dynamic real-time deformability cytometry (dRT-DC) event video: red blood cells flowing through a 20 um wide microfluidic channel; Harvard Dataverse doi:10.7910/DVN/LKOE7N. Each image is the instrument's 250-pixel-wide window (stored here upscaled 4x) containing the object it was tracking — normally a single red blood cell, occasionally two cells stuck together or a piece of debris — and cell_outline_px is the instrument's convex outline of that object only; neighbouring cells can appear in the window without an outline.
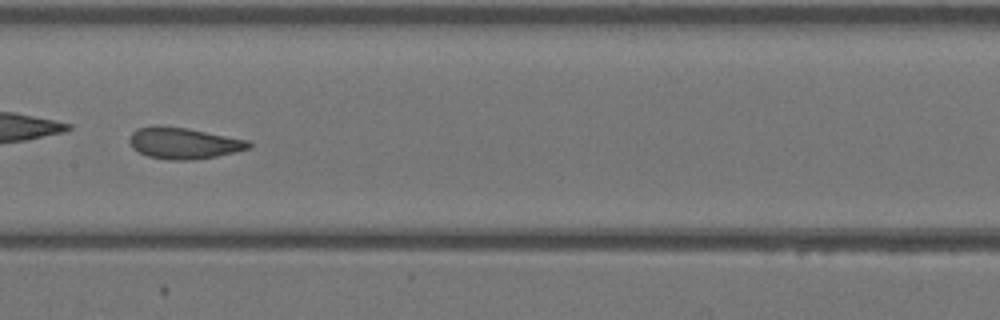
{"species": "Egyptian fruit bat (a non-hibernating species)", "species_latin": "Rousettus aegyptiacus", "temperature_condition": "warm", "stored_images_in_passage": 30, "camera_frame_rate_fps": 3000, "um_per_image_px": 0.085, "animal": {"sex": "female"}, "frame": {"image": 1, "passage_image": 9, "time_ms": 2.667, "image_size_px": [1000, 320], "cell_outline_px": [[252, 148], [236, 152], [216, 156], [192, 160], [168, 160], [148, 156], [132, 148], [128, 140], [132, 132], [136, 128], [156, 124], [188, 128], [248, 140], [252, 144]], "centroid_in_image_um": [15.59, 12.15], "position_along_channel_um": 191.8, "area_um2": 22.08}}